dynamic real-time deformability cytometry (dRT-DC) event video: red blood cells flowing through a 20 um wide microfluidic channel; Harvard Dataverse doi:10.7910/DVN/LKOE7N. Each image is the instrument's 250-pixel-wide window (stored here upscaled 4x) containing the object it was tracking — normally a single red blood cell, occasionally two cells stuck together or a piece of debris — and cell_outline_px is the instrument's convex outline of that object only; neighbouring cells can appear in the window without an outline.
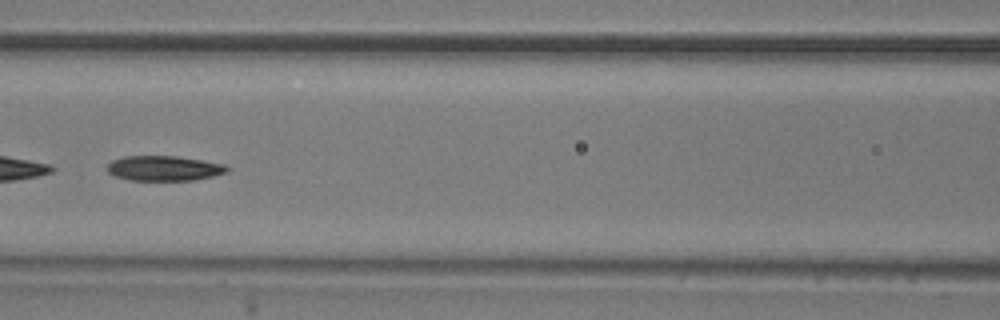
{"species": "common noctule bat (a hibernating species)", "species_latin": "Nyctalus noctula", "temperature_condition": "room temperature", "stored_images_in_passage": 51, "segment_of_instrument_passage": [2, 2], "camera_frame_rate_fps": 3000, "um_per_image_px": 0.085, "animal": {"sex": "male", "body_mass_g": 20.5, "forearm_length_mm": 52.5}, "frame": {"image": 1, "passage_image": 23, "time_ms": 7.333, "image_size_px": [1000, 320], "cell_outline_px": [[228, 172], [212, 176], [192, 180], [128, 180], [116, 176], [108, 172], [108, 164], [112, 160], [124, 156], [176, 156], [224, 164], [228, 168]], "centroid_in_image_um": [13.92, 14.3], "position_along_channel_um": 152.7, "area_um2": 17.28}}
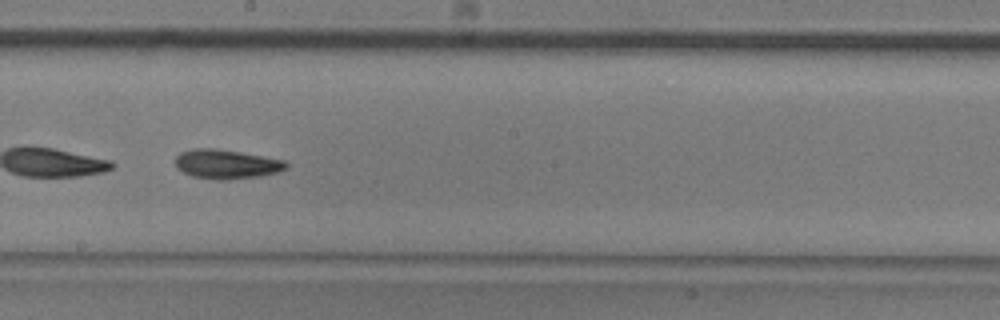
{"frame": {"image": 2, "passage_image": 29, "time_ms": 9.333, "image_size_px": [1000, 320], "cell_outline_px": [[288, 168], [276, 172], [260, 176], [228, 180], [220, 180], [192, 176], [176, 168], [176, 156], [180, 152], [192, 148], [216, 148], [240, 152], [284, 160], [288, 164]], "centroid_in_image_um": [19.23, 13.95], "position_along_channel_um": 229.0, "area_um2": 18.9}}
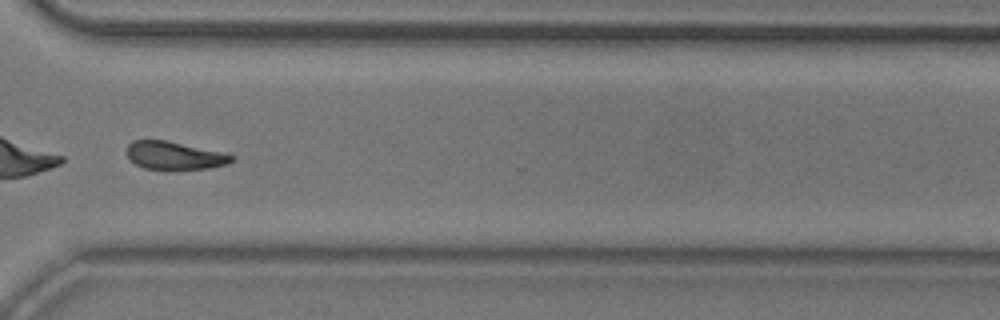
{"frame": {"image": 3, "passage_image": 39, "time_ms": 12.667, "image_size_px": [1000, 320], "cell_outline_px": [[236, 156], [228, 164], [208, 168], [168, 172], [144, 168], [136, 164], [124, 152], [128, 144], [132, 140], [168, 140], [220, 152]], "centroid_in_image_um": [14.78, 13.25], "position_along_channel_um": 355.8, "area_um2": 17.69}}